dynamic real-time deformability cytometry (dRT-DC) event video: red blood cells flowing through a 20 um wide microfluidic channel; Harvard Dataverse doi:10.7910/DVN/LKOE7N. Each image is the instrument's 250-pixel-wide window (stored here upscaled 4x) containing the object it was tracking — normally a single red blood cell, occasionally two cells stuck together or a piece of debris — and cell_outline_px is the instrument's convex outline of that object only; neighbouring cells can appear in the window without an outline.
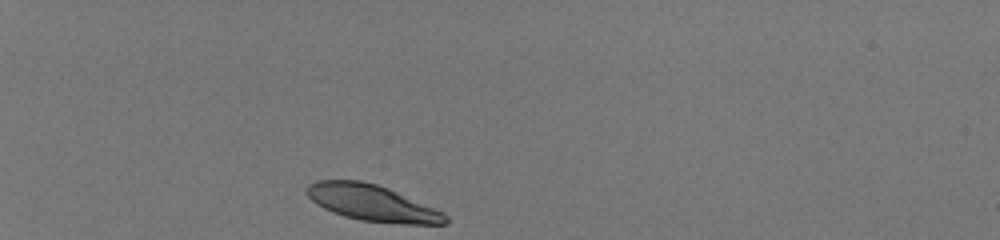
{"species": "human", "species_latin": "Homo sapiens", "temperature_condition": "room temperature", "stored_images_in_passage": 32, "camera_frame_rate_fps": 3000, "um_per_image_px": 0.085, "donor": {"sex": "male"}, "frame": {"image": 1, "passage_image": 1, "time_ms": 0.0, "image_size_px": [1000, 240], "cell_outline_px": [[448, 224], [400, 224], [360, 220], [344, 216], [332, 212], [316, 204], [304, 192], [304, 188], [308, 184], [316, 180], [360, 180], [376, 184], [388, 188], [444, 212], [448, 216]], "centroid_in_image_um": [31.61, 17.25], "position_along_channel_um": 53.4, "area_um2": 29.42}}
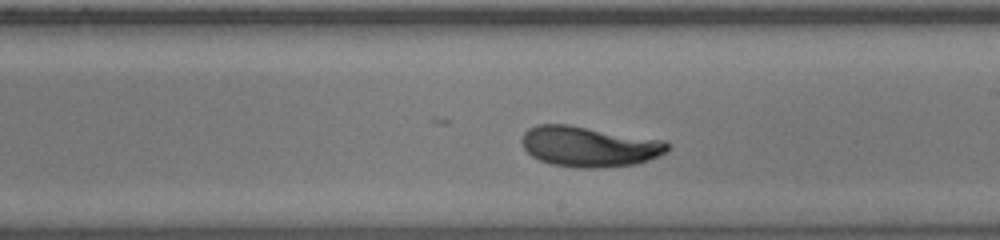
{"frame": {"image": 2, "passage_image": 19, "time_ms": 6.0, "image_size_px": [1000, 240], "cell_outline_px": [[668, 152], [648, 160], [636, 164], [600, 168], [580, 168], [552, 164], [540, 160], [532, 156], [524, 148], [520, 140], [524, 132], [528, 128], [536, 124], [568, 124], [664, 140], [668, 144]], "centroid_in_image_um": [50.06, 12.45], "position_along_channel_um": 238.9, "area_um2": 34.45}}
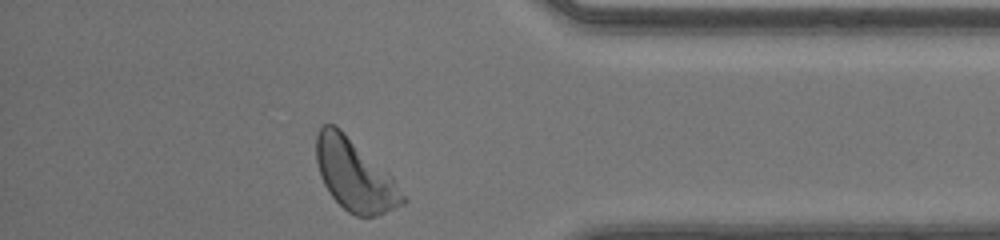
{"frame": {"image": 3, "passage_image": 32, "time_ms": 10.333, "image_size_px": [1000, 240], "cell_outline_px": [[408, 200], [404, 204], [380, 216], [356, 216], [348, 212], [328, 192], [320, 176], [316, 160], [316, 136], [320, 128], [324, 124], [336, 124], [388, 172], [392, 176]], "centroid_in_image_um": [30.17, 14.89], "position_along_channel_um": 405.0, "area_um2": 36.18}, "authors_computed_cell_mechanics": {"area_um2": 33.524, "velocity_mm_per_s": 4.0722, "shape_relaxation_time_tau1_ms": 2.5998, "shape_relaxation_time_tau2_ms": null, "deformation_change_tau1": 0.1314, "deformation_change_tau2": null}}